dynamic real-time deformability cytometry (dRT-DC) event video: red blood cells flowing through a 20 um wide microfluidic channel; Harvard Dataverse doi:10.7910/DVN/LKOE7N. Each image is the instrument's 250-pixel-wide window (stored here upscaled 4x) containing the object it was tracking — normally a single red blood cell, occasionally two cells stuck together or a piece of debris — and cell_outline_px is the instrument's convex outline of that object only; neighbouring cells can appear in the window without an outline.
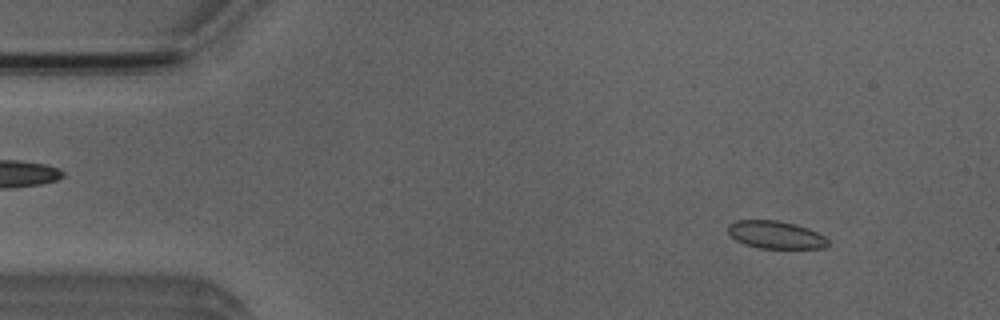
{"species": "Egyptian fruit bat (a non-hibernating species)", "species_latin": "Rousettus aegyptiacus", "temperature_condition": "room temperature", "stored_images_in_passage": 4, "segment_of_instrument_passage": [2, 2], "camera_frame_rate_fps": 3000, "um_per_image_px": 0.085, "animal": {"sex": "male"}, "frame": {"image": 1, "passage_image": 4, "time_ms": 4.333, "image_size_px": [1000, 320], "cell_outline_px": [[828, 244], [824, 248], [760, 248], [744, 244], [736, 240], [728, 232], [728, 224], [736, 220], [776, 220], [796, 224], [808, 228], [824, 236], [828, 240]], "centroid_in_image_um": [65.92, 19.95], "position_along_channel_um": 19.1, "area_um2": 16.07}}